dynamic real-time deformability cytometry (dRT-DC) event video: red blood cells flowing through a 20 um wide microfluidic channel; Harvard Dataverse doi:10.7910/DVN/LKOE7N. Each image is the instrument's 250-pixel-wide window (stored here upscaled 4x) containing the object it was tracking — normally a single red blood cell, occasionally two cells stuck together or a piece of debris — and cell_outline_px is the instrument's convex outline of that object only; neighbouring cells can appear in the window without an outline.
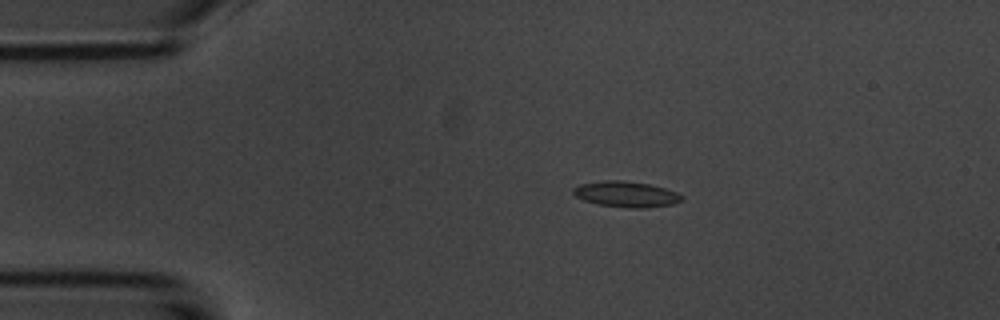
{"species": "common noctule bat (a hibernating species)", "species_latin": "Nyctalus noctula", "temperature_condition": "room temperature", "stored_images_in_passage": 54, "camera_frame_rate_fps": 3000, "um_per_image_px": 0.085, "animal": {"sex": "male", "body_mass_g": 20.1, "forearm_length_mm": 53.5}, "frame": {"image": 1, "passage_image": 10, "time_ms": 3.0, "image_size_px": [1000, 320], "cell_outline_px": [[684, 200], [672, 204], [644, 208], [632, 208], [600, 204], [584, 200], [576, 196], [572, 192], [572, 188], [580, 184], [604, 180], [620, 180], [652, 184], [676, 192], [684, 196]], "centroid_in_image_um": [53.24, 16.49], "position_along_channel_um": 31.8, "area_um2": 16.24}}
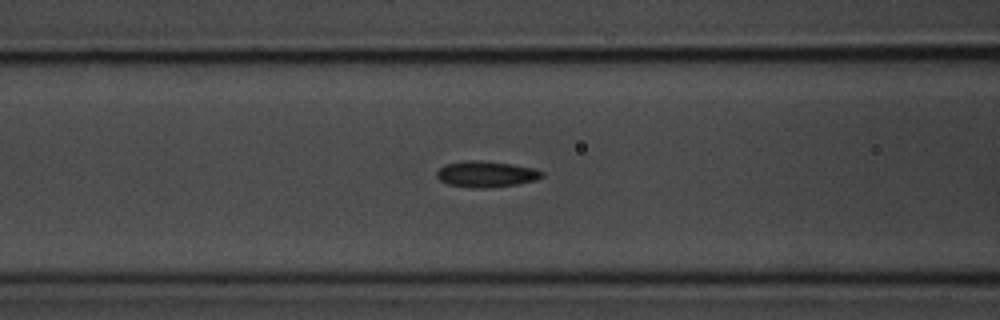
{"frame": {"image": 2, "passage_image": 21, "time_ms": 6.667, "image_size_px": [1000, 320], "cell_outline_px": [[544, 176], [536, 180], [516, 184], [484, 188], [472, 188], [448, 184], [440, 180], [436, 176], [436, 172], [444, 164], [468, 160], [480, 160], [512, 164], [536, 168], [544, 172]], "centroid_in_image_um": [41.33, 14.79], "position_along_channel_um": 125.3, "area_um2": 16.07}}
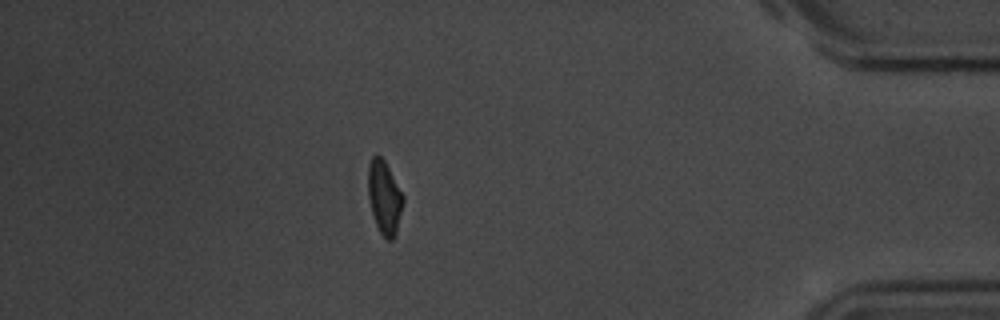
{"frame": {"image": 3, "passage_image": 47, "time_ms": 15.333, "image_size_px": [1000, 320], "cell_outline_px": [[404, 200], [396, 232], [392, 240], [388, 240], [380, 232], [376, 224], [372, 212], [368, 196], [368, 164], [372, 156], [376, 152], [384, 160], [404, 196]], "centroid_in_image_um": [32.66, 16.73], "position_along_channel_um": 402.5, "area_um2": 14.85}, "authors_computed_cell_mechanics": {"area_um2": 15.317, "velocity_mm_per_s": 3.7035, "shape_relaxation_time_tau1_ms": 2.9728, "shape_relaxation_time_tau2_ms": 2.9878, "deformation_change_tau1": 0.1029, "deformation_change_tau2": 0.0899}}